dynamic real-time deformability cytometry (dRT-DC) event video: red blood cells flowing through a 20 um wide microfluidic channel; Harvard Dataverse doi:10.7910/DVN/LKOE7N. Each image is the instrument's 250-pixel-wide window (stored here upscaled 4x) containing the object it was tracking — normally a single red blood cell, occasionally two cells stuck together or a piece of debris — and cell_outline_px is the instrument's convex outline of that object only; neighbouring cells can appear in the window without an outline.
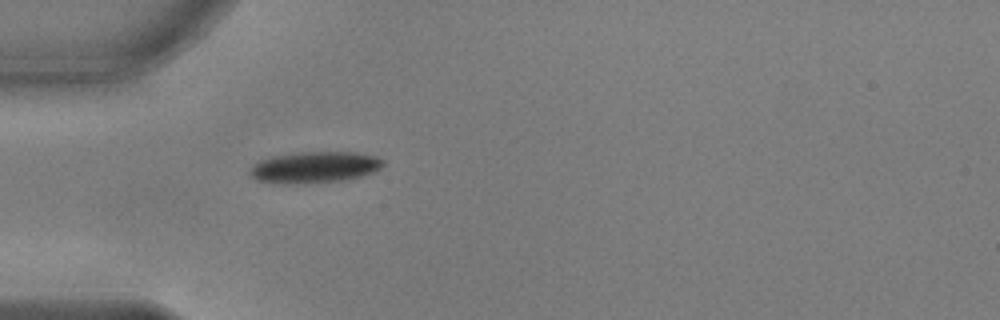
{"species": "common noctule bat (a hibernating species)", "species_latin": "Nyctalus noctula", "temperature_condition": "warm", "stored_images_in_passage": 33, "camera_frame_rate_fps": 3000, "um_per_image_px": 0.085, "animal": {"sex": "male", "body_mass_g": 17.9, "forearm_length_mm": 54.2}, "frame": {"image": 1, "passage_image": 1, "time_ms": 0.0, "image_size_px": [1000, 320], "cell_outline_px": [[384, 164], [380, 168], [372, 172], [360, 176], [344, 180], [288, 184], [256, 180], [252, 176], [252, 164], [260, 160], [272, 156], [296, 152], [356, 152], [376, 156], [384, 160]], "centroid_in_image_um": [26.76, 14.2], "position_along_channel_um": 58.2, "area_um2": 24.1}}
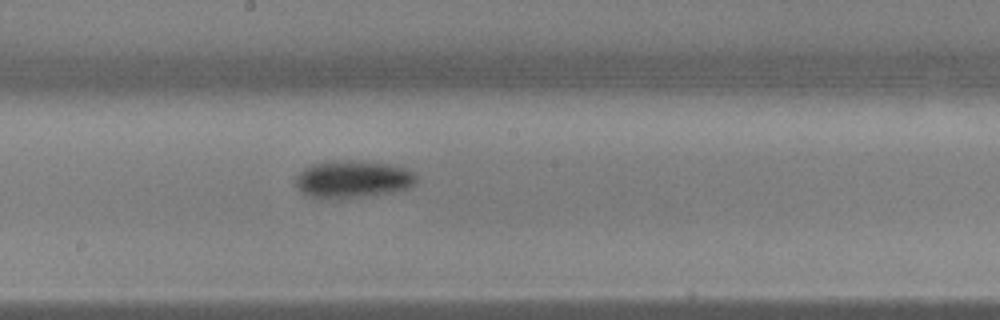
{"frame": {"image": 2, "passage_image": 14, "time_ms": 4.333, "image_size_px": [1000, 320], "cell_outline_px": [[416, 184], [408, 188], [392, 192], [356, 196], [308, 196], [296, 184], [296, 176], [304, 168], [312, 164], [344, 160], [364, 160], [388, 164], [404, 168], [412, 172], [416, 176]], "centroid_in_image_um": [30.04, 15.18], "position_along_channel_um": 218.2, "area_um2": 25.37}}
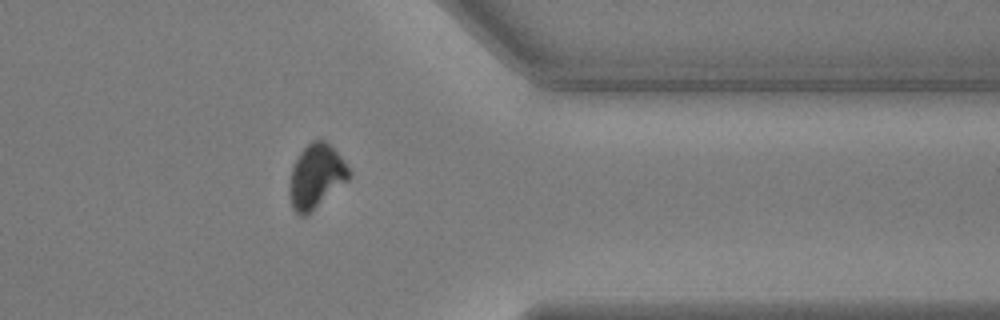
{"frame": {"image": 3, "passage_image": 28, "time_ms": 9.0, "image_size_px": [1000, 320], "cell_outline_px": [[352, 176], [348, 180], [304, 216], [300, 216], [292, 208], [288, 192], [288, 184], [292, 168], [300, 152], [312, 140], [324, 140], [340, 156], [352, 172]], "centroid_in_image_um": [26.85, 14.98], "position_along_channel_um": 384.6, "area_um2": 21.91}, "authors_computed_cell_mechanics": {"area_um2": 24.1604, "velocity_mm_per_s": 3.7941, "shape_relaxation_time_tau1_ms": 2.2193, "shape_relaxation_time_tau2_ms": null, "deformation_change_tau1": 0.1309, "deformation_change_tau2": null}}